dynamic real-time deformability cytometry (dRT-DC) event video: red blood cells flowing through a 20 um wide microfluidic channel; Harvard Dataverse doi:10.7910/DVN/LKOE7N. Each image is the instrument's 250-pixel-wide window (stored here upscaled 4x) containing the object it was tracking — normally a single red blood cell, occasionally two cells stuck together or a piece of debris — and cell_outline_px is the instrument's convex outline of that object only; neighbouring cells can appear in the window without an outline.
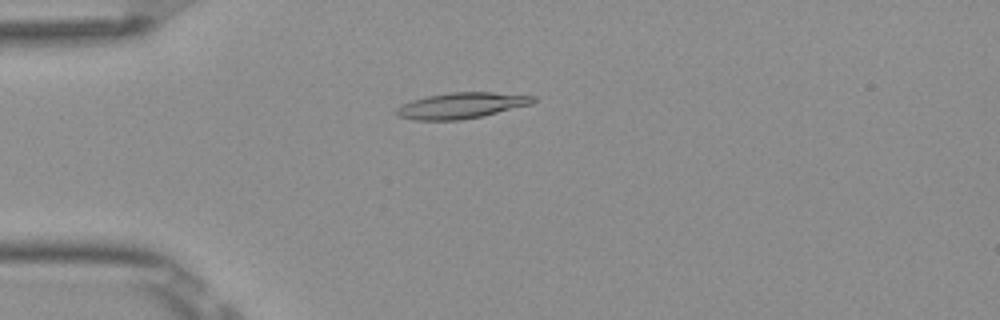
{"species": "Egyptian fruit bat (a non-hibernating species)", "species_latin": "Rousettus aegyptiacus", "temperature_condition": "room temperature", "stored_images_in_passage": 52, "camera_frame_rate_fps": 3000, "um_per_image_px": 0.085, "frame": {"image": 1, "passage_image": 14, "time_ms": 4.333, "image_size_px": [1000, 320], "cell_outline_px": [[536, 100], [532, 104], [484, 116], [460, 120], [412, 120], [396, 116], [392, 112], [396, 108], [412, 100], [428, 96], [448, 92], [492, 92], [536, 96]], "centroid_in_image_um": [39.2, 8.98], "position_along_channel_um": 45.8, "area_um2": 20.87}}
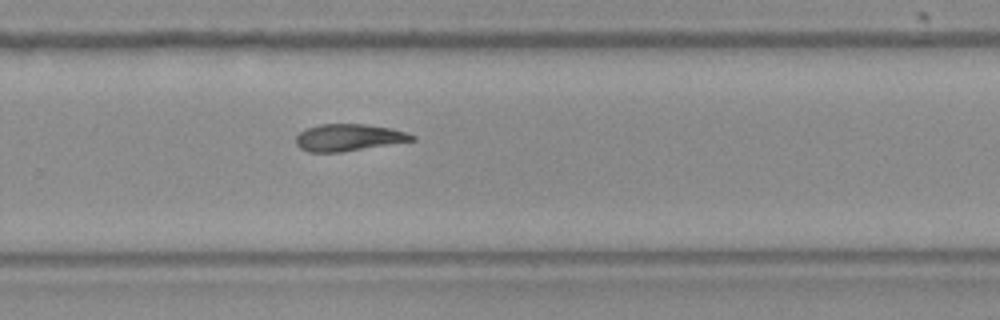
{"frame": {"image": 2, "passage_image": 35, "time_ms": 11.333, "image_size_px": [1000, 320], "cell_outline_px": [[416, 140], [340, 152], [308, 152], [300, 148], [296, 144], [296, 136], [304, 128], [320, 124], [364, 124], [392, 128], [416, 136]], "centroid_in_image_um": [29.6, 11.68], "position_along_channel_um": 300.2, "area_um2": 18.21}}
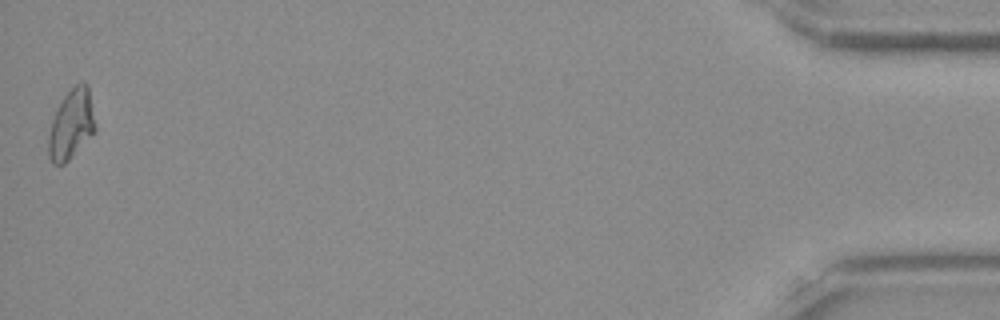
{"frame": {"image": 3, "passage_image": 52, "time_ms": 17.0, "image_size_px": [1000, 320], "cell_outline_px": [[96, 132], [64, 164], [52, 164], [48, 156], [48, 136], [52, 120], [56, 108], [64, 96], [76, 84], [84, 80], [88, 84], [96, 124]], "centroid_in_image_um": [6.07, 10.56], "position_along_channel_um": 429.1, "area_um2": 19.25}}